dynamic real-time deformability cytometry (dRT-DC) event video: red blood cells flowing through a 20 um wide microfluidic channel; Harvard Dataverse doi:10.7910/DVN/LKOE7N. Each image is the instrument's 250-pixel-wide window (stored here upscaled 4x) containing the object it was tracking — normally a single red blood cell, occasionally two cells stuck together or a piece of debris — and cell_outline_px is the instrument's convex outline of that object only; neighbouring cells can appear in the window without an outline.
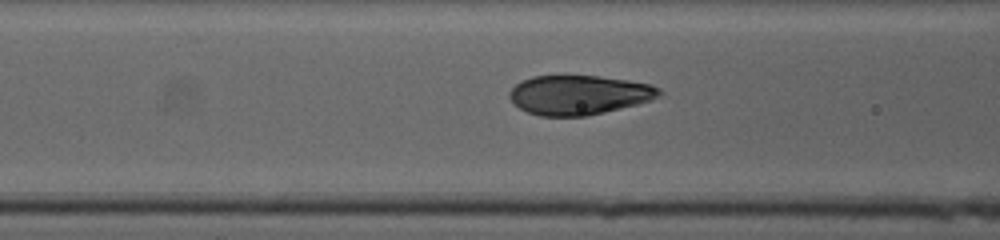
{"species": "human", "species_latin": "Homo sapiens", "temperature_condition": "cold", "stored_images_in_passage": 22, "camera_frame_rate_fps": 3000, "um_per_image_px": 0.085, "donor": {"sex": "female"}, "frame": {"image": 1, "passage_image": 20, "time_ms": 6.333, "image_size_px": [1000, 240], "cell_outline_px": [[664, 92], [652, 100], [588, 116], [540, 116], [528, 112], [520, 108], [508, 96], [508, 92], [516, 84], [532, 76], [600, 76], [628, 80], [652, 84], [660, 88]], "centroid_in_image_um": [49.24, 8.06], "position_along_channel_um": 117.4, "area_um2": 34.33}}